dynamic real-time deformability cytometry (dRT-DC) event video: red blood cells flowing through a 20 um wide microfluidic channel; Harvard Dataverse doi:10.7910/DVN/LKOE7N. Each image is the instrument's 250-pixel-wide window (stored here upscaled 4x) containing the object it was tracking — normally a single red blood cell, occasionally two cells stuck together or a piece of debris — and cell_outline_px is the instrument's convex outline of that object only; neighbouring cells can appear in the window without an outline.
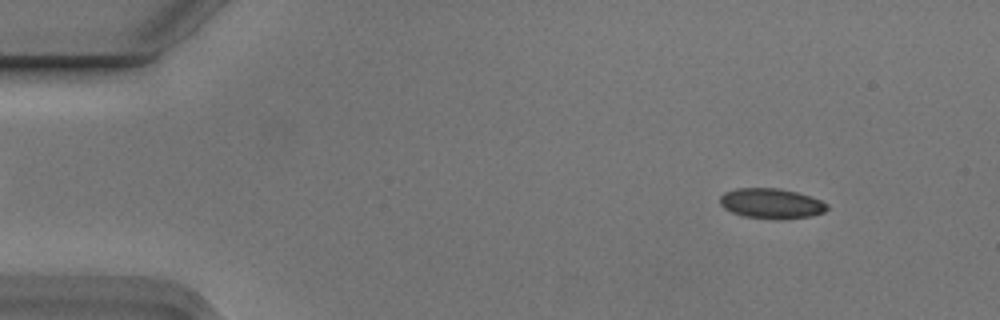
{"species": "Egyptian fruit bat (a non-hibernating species)", "species_latin": "Rousettus aegyptiacus", "temperature_condition": "cold", "stored_images_in_passage": 6, "camera_frame_rate_fps": 3000, "um_per_image_px": 0.085, "animal": {"sex": "male"}, "frame": {"image": 1, "passage_image": 1, "time_ms": 0.0, "image_size_px": [1000, 320], "cell_outline_px": [[828, 208], [824, 212], [812, 216], [780, 220], [776, 220], [744, 216], [732, 212], [724, 208], [720, 204], [720, 196], [724, 192], [736, 188], [776, 188], [796, 192], [820, 200], [828, 204]], "centroid_in_image_um": [65.55, 17.31], "position_along_channel_um": 19.4, "area_um2": 18.9}}
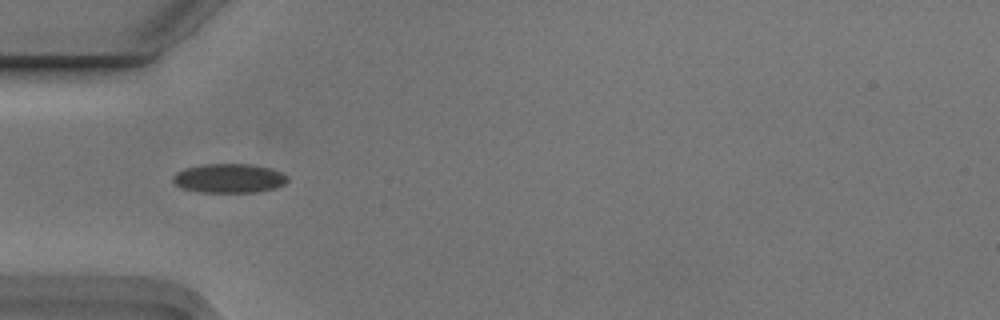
{"frame": {"image": 2, "passage_image": 4, "time_ms": 1.0, "image_size_px": [1000, 320], "cell_outline_px": [[288, 180], [284, 184], [276, 188], [256, 192], [200, 192], [180, 188], [172, 180], [172, 176], [176, 172], [184, 168], [204, 164], [252, 164], [268, 168], [280, 172], [288, 176]], "centroid_in_image_um": [19.44, 15.15], "position_along_channel_um": 65.6, "area_um2": 19.54}}
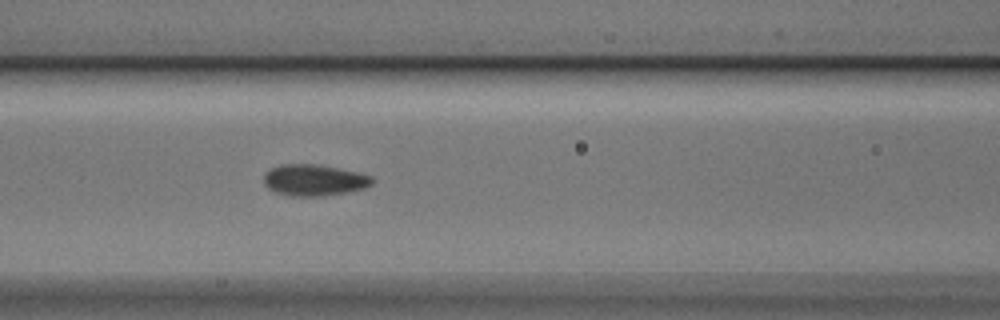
{"frame": {"image": 3, "passage_image": 6, "time_ms": 1.667, "image_size_px": [1000, 320], "cell_outline_px": [[376, 180], [372, 184], [364, 188], [344, 192], [320, 196], [292, 196], [276, 192], [268, 188], [264, 184], [264, 172], [280, 164], [316, 164], [340, 168], [360, 172], [372, 176]], "centroid_in_image_um": [26.71, 15.29], "position_along_channel_um": 139.9, "area_um2": 19.88}}